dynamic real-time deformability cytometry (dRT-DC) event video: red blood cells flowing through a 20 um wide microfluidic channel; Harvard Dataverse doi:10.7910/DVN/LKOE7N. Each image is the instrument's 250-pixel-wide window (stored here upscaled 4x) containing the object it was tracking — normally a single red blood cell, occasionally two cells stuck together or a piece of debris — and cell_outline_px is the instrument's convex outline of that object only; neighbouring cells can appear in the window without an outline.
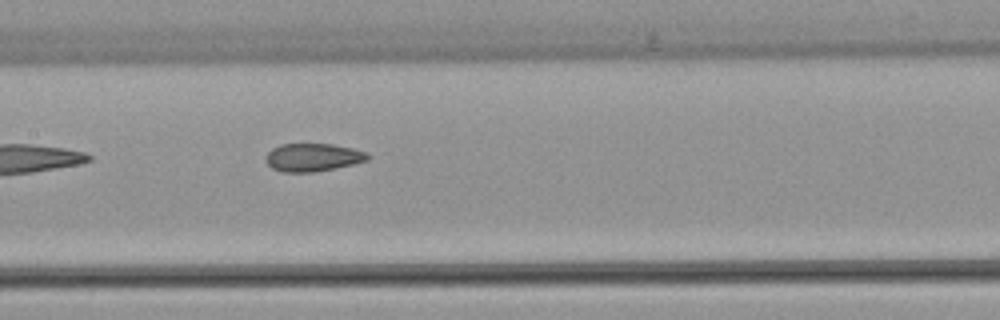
{"species": "common noctule bat (a hibernating species)", "species_latin": "Nyctalus noctula", "temperature_condition": "warm", "stored_images_in_passage": 6, "camera_frame_rate_fps": 3000, "um_per_image_px": 0.085, "animal": {"sex": "female", "body_mass_g": 22.7, "forearm_length_mm": 54.2}, "frame": {"image": 1, "passage_image": 6, "time_ms": 6.0, "image_size_px": [1000, 320], "cell_outline_px": [[368, 160], [336, 168], [312, 172], [280, 172], [272, 168], [264, 160], [264, 156], [272, 148], [280, 144], [332, 144], [352, 148], [368, 152]], "centroid_in_image_um": [26.55, 13.37], "position_along_channel_um": 180.8, "area_um2": 16.7}}